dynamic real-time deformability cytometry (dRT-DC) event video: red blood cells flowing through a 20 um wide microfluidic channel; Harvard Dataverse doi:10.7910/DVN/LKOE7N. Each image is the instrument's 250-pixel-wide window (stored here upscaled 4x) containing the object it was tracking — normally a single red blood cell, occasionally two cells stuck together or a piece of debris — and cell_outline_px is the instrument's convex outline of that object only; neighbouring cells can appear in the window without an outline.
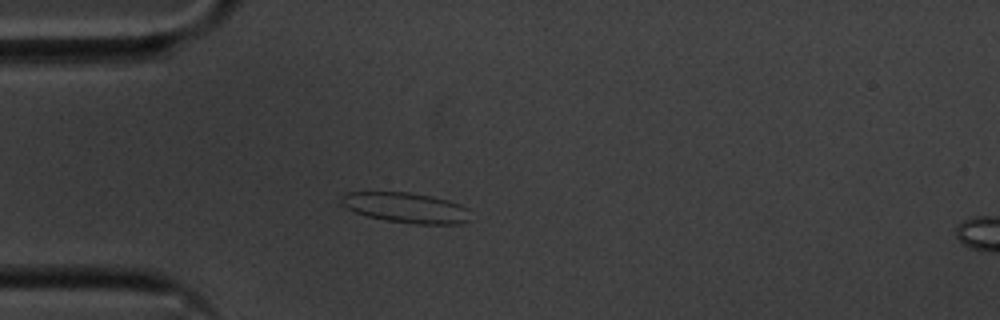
{"species": "common noctule bat (a hibernating species)", "species_latin": "Nyctalus noctula", "temperature_condition": "cold", "stored_images_in_passage": 42, "camera_frame_rate_fps": 3000, "um_per_image_px": 0.085, "animal": {"sex": "male", "body_mass_g": 20.1, "forearm_length_mm": 53.5}, "frame": {"image": 1, "passage_image": 1, "time_ms": 0.0, "image_size_px": [1000, 320], "cell_outline_px": [[472, 220], [464, 224], [416, 224], [384, 220], [368, 216], [356, 212], [348, 208], [340, 200], [340, 196], [344, 192], [412, 192], [432, 196], [448, 200], [460, 204], [468, 208]], "centroid_in_image_um": [34.58, 17.65], "position_along_channel_um": 50.4, "area_um2": 23.06}}
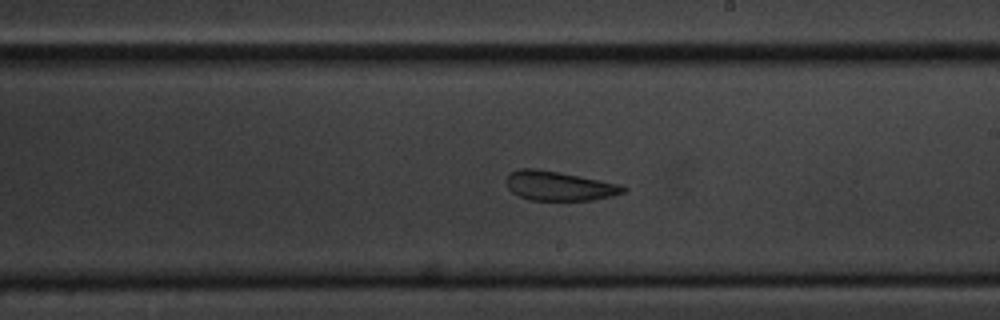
{"frame": {"image": 2, "passage_image": 18, "time_ms": 5.667, "image_size_px": [1000, 320], "cell_outline_px": [[628, 188], [624, 192], [612, 196], [592, 200], [528, 200], [512, 192], [508, 188], [504, 180], [512, 172], [520, 168], [536, 168], [560, 172], [620, 184]], "centroid_in_image_um": [47.51, 15.8], "position_along_channel_um": 241.5, "area_um2": 20.06}}
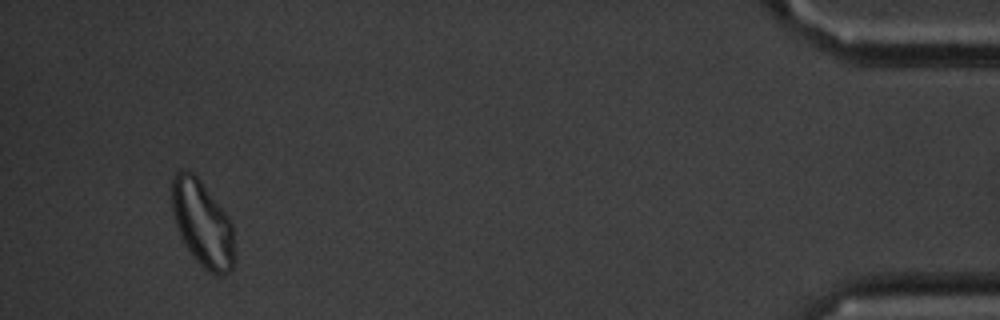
{"frame": {"image": 3, "passage_image": 39, "time_ms": 12.667, "image_size_px": [1000, 320], "cell_outline_px": [[236, 264], [228, 272], [220, 276], [216, 276], [204, 268], [196, 260], [180, 236], [176, 224], [172, 208], [172, 180], [176, 172], [192, 172], [200, 180], [228, 216], [232, 224], [236, 256]], "centroid_in_image_um": [17.25, 19.07], "position_along_channel_um": 417.9, "area_um2": 31.21}, "authors_computed_cell_mechanics": {"area_um2": 21.6461, "velocity_mm_per_s": 3.5503, "shape_relaxation_time_tau1_ms": 3.9271, "shape_relaxation_time_tau2_ms": 1.9068, "deformation_change_tau1": 0.1156, "deformation_change_tau2": 0.1123}}